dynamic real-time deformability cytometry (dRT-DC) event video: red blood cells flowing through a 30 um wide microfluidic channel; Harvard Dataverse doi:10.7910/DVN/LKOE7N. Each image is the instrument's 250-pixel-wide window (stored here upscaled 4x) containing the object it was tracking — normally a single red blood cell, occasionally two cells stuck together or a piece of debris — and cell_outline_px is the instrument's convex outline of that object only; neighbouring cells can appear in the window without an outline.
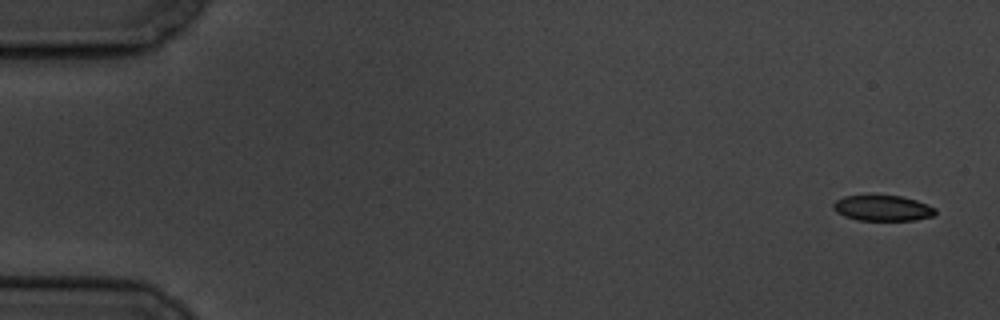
{"species": "common noctule bat (a hibernating species)", "species_latin": "Nyctalus noctula", "temperature_condition": "cold", "stored_images_in_passage": 7, "camera_frame_rate_fps": 3000, "um_per_image_px": 0.085, "animal": {"sex": "male", "body_mass_g": 19.5, "forearm_length_mm": 54.6}, "frame": {"image": 1, "passage_image": 1, "time_ms": 0.0, "image_size_px": [1000, 320], "cell_outline_px": [[936, 212], [932, 216], [916, 220], [860, 220], [844, 216], [836, 212], [832, 208], [832, 204], [836, 200], [844, 196], [900, 196], [916, 200], [936, 208]], "centroid_in_image_um": [75.01, 17.69], "position_along_channel_um": 10.0, "area_um2": 15.09}}
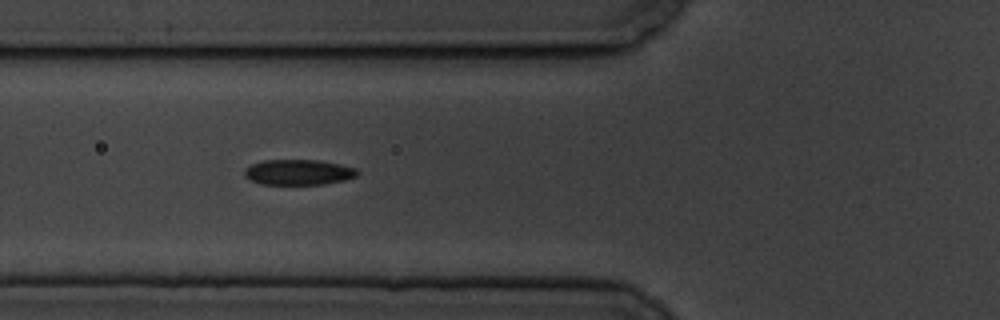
{"frame": {"image": 2, "passage_image": 6, "time_ms": 6.667, "image_size_px": [1000, 320], "cell_outline_px": [[360, 172], [356, 176], [344, 180], [324, 184], [260, 184], [244, 176], [244, 168], [252, 164], [264, 160], [320, 160], [340, 164], [356, 168]], "centroid_in_image_um": [25.37, 14.63], "position_along_channel_um": 100.4, "area_um2": 16.76}}
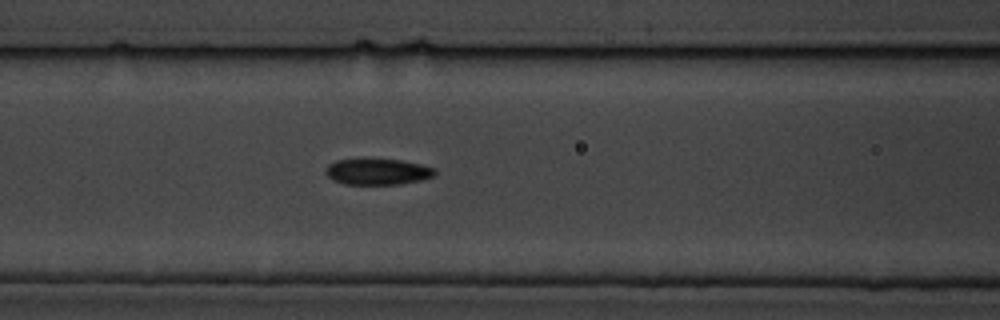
{"frame": {"image": 3, "passage_image": 7, "time_ms": 7.667, "image_size_px": [1000, 320], "cell_outline_px": [[436, 176], [420, 180], [400, 184], [344, 184], [332, 180], [324, 172], [328, 164], [336, 160], [400, 160], [420, 164], [436, 168]], "centroid_in_image_um": [32.11, 14.61], "position_along_channel_um": 134.5, "area_um2": 16.47}}